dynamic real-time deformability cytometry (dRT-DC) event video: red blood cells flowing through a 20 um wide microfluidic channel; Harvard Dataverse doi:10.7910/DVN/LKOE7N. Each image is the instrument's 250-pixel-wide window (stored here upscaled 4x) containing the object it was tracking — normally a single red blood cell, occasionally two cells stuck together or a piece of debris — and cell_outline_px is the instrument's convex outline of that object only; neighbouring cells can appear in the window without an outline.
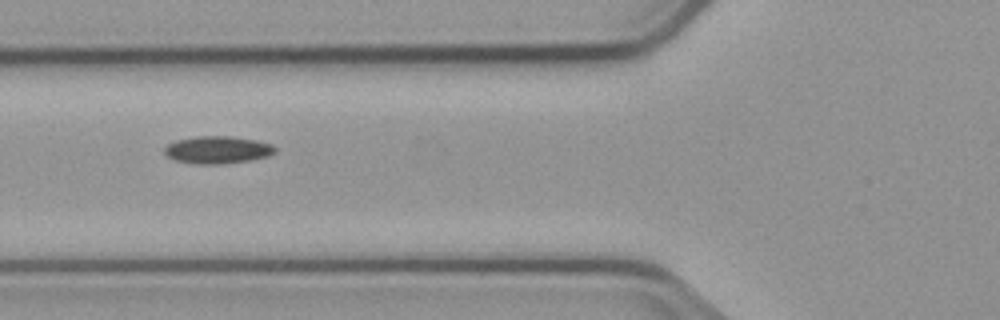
{"species": "common noctule bat (a hibernating species)", "species_latin": "Nyctalus noctula", "temperature_condition": "cold", "stored_images_in_passage": 11, "camera_frame_rate_fps": 3000, "um_per_image_px": 0.085, "animal": {"sex": "male", "body_mass_g": 23.1, "forearm_length_mm": 52.7}, "frame": {"image": 1, "passage_image": 2, "time_ms": 2.333, "image_size_px": [1000, 320], "cell_outline_px": [[276, 152], [268, 156], [248, 160], [220, 164], [196, 164], [176, 160], [168, 156], [164, 152], [164, 148], [168, 144], [176, 140], [196, 136], [232, 136], [256, 140], [272, 144], [276, 148]], "centroid_in_image_um": [18.5, 12.72], "position_along_channel_um": 107.3, "area_um2": 17.63}}
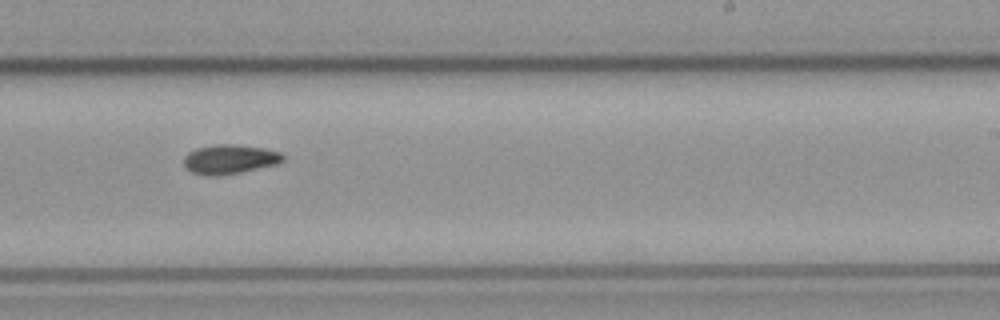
{"frame": {"image": 2, "passage_image": 6, "time_ms": 6.667, "image_size_px": [1000, 320], "cell_outline_px": [[284, 160], [276, 164], [240, 172], [220, 176], [204, 176], [192, 172], [184, 164], [184, 156], [188, 152], [196, 148], [216, 144], [236, 144], [264, 148], [280, 152], [284, 156]], "centroid_in_image_um": [19.51, 13.53], "position_along_channel_um": 269.5, "area_um2": 16.99}}
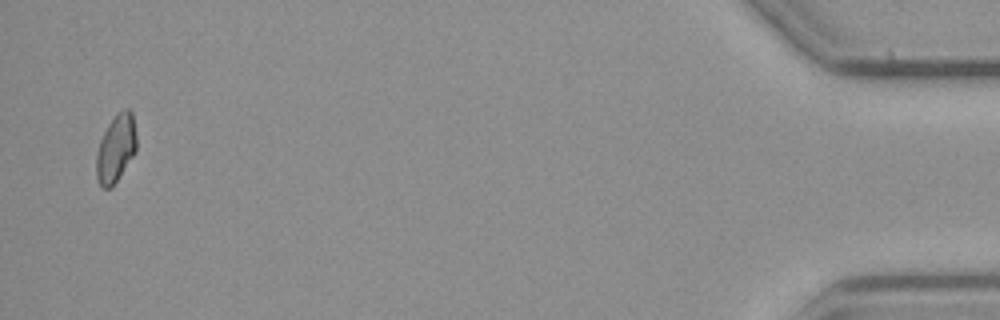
{"frame": {"image": 3, "passage_image": 11, "time_ms": 13.333, "image_size_px": [1000, 320], "cell_outline_px": [[136, 152], [112, 188], [100, 188], [96, 176], [96, 156], [100, 140], [108, 124], [124, 108], [128, 108], [132, 112], [136, 136]], "centroid_in_image_um": [9.84, 12.66], "position_along_channel_um": 425.4, "area_um2": 15.84}, "authors_computed_cell_mechanics": {"area_um2": 16.0684, "velocity_mm_per_s": 3.7316, "shape_relaxation_time_tau1_ms": 3.9844, "shape_relaxation_time_tau2_ms": null, "deformation_change_tau1": 0.0765, "deformation_change_tau2": null}}